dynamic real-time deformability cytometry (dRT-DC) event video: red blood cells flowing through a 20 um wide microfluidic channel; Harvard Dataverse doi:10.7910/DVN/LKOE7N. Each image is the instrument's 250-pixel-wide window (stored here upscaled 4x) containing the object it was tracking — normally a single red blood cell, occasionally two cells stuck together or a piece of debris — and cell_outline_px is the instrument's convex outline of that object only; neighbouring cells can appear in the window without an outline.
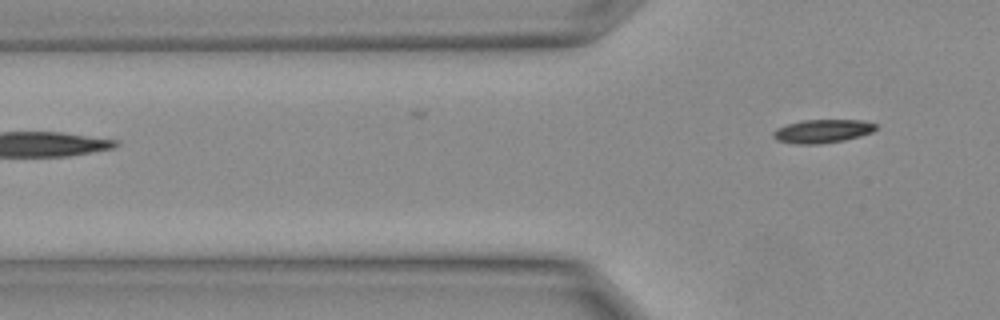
{"species": "Egyptian fruit bat (a non-hibernating species)", "species_latin": "Rousettus aegyptiacus", "temperature_condition": "warm", "stored_images_in_passage": 4, "camera_frame_rate_fps": 3000, "um_per_image_px": 0.085, "animal": {"sex": "female"}, "frame": {"image": 1, "passage_image": 4, "time_ms": 1.0, "image_size_px": [1000, 320], "cell_outline_px": [[876, 128], [872, 132], [860, 136], [844, 140], [816, 144], [796, 144], [776, 140], [772, 136], [772, 132], [776, 128], [788, 124], [804, 120], [860, 120], [876, 124]], "centroid_in_image_um": [69.87, 11.15], "position_along_channel_um": 55.9, "area_um2": 13.93}}